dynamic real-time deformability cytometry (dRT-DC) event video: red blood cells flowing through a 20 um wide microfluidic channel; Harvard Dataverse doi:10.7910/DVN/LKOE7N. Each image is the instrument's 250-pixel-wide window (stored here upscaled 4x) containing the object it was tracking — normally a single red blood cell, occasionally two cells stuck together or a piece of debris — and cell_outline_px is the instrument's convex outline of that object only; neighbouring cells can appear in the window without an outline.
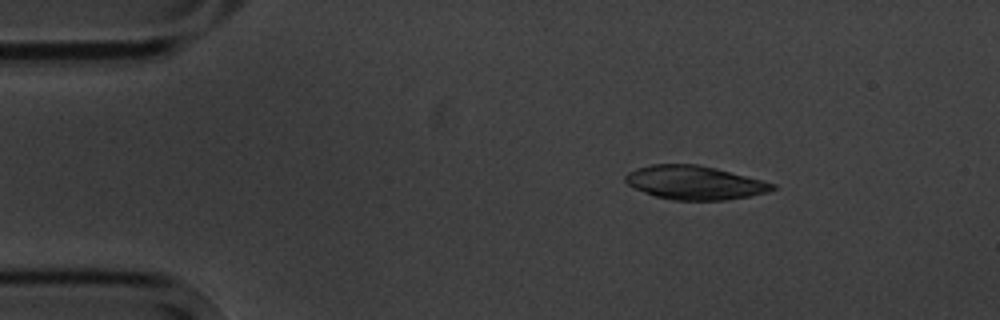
{"species": "common noctule bat (a hibernating species)", "species_latin": "Nyctalus noctula", "temperature_condition": "cold", "stored_images_in_passage": 3, "camera_frame_rate_fps": 3000, "um_per_image_px": 0.085, "animal": {"sex": "male", "body_mass_g": 20.1, "forearm_length_mm": 53.5}, "frame": {"image": 1, "passage_image": 1, "time_ms": 0.0, "image_size_px": [1000, 320], "cell_outline_px": [[776, 188], [768, 192], [728, 200], [672, 200], [656, 196], [644, 192], [628, 184], [624, 180], [624, 176], [628, 172], [652, 164], [696, 164], [716, 168], [776, 184]], "centroid_in_image_um": [59.05, 15.53], "position_along_channel_um": 26.0, "area_um2": 28.67}}